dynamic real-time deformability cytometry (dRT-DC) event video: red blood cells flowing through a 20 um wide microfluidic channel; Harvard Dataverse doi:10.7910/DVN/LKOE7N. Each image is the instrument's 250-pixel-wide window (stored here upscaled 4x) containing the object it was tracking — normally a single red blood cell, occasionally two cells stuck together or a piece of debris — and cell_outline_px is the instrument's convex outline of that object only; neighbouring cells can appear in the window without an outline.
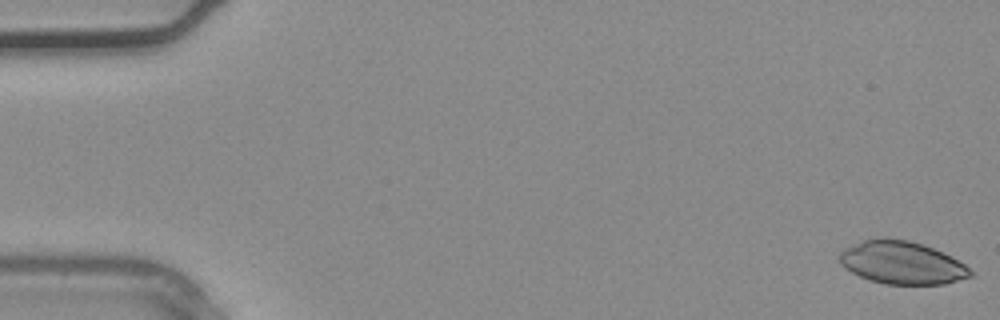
{"species": "common noctule bat (a hibernating species)", "species_latin": "Nyctalus noctula", "temperature_condition": "warm", "stored_images_in_passage": 37, "camera_frame_rate_fps": 3000, "um_per_image_px": 0.085, "animal": {"sex": "male", "body_mass_g": 20.4}, "frame": {"image": 1, "passage_image": 1, "time_ms": 0.0, "image_size_px": [1000, 320], "cell_outline_px": [[972, 276], [944, 284], [884, 284], [860, 276], [852, 272], [840, 264], [840, 252], [844, 248], [864, 240], [880, 236], [908, 240], [932, 248], [952, 256], [964, 264], [972, 272]], "centroid_in_image_um": [76.65, 22.32], "position_along_channel_um": 8.4, "area_um2": 32.48}}
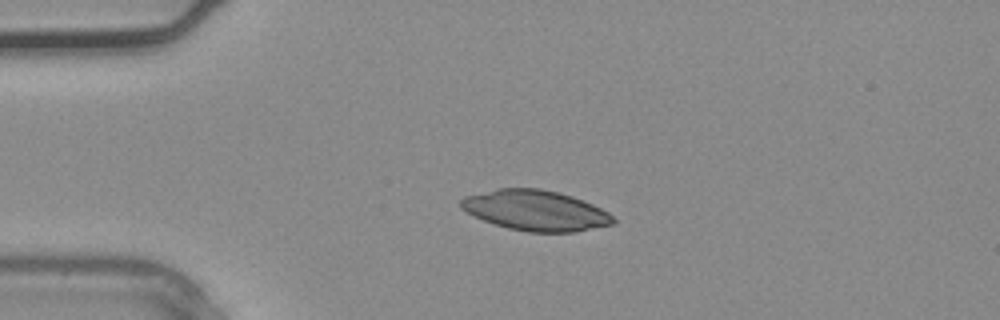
{"frame": {"image": 2, "passage_image": 9, "time_ms": 2.667, "image_size_px": [1000, 320], "cell_outline_px": [[616, 224], [576, 232], [528, 232], [508, 228], [484, 220], [460, 208], [460, 200], [464, 196], [496, 188], [540, 188], [560, 192], [572, 196], [592, 204], [608, 212], [616, 220]], "centroid_in_image_um": [45.54, 17.88], "position_along_channel_um": 39.5, "area_um2": 35.95}}